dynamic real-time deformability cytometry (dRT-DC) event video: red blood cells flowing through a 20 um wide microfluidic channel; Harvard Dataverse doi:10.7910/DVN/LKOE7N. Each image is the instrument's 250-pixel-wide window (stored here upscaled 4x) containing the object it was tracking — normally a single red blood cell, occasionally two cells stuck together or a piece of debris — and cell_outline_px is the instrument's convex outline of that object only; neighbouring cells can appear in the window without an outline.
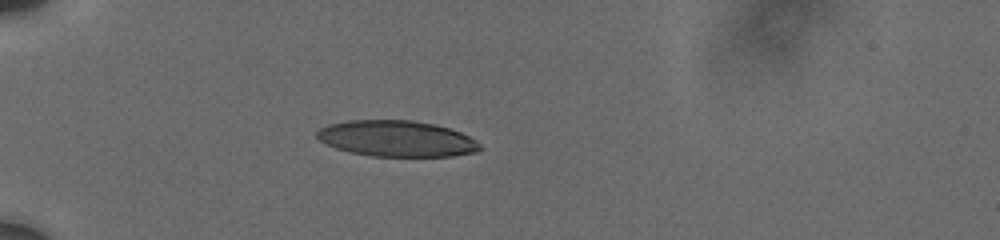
{"species": "human", "species_latin": "Homo sapiens", "temperature_condition": "cold", "stored_images_in_passage": 12, "camera_frame_rate_fps": 3000, "um_per_image_px": 0.085, "donor": {"sex": "male"}, "frame": {"image": 1, "passage_image": 1, "time_ms": 0.0, "image_size_px": [1000, 240], "cell_outline_px": [[484, 148], [476, 152], [452, 156], [372, 156], [352, 152], [336, 148], [320, 140], [316, 136], [316, 132], [320, 128], [328, 124], [348, 120], [412, 120], [436, 124], [460, 132], [468, 136], [480, 144]], "centroid_in_image_um": [33.73, 11.77], "position_along_channel_um": 51.3, "area_um2": 34.16}}
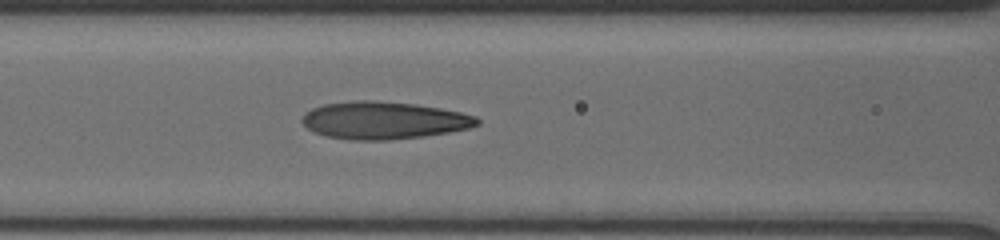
{"frame": {"image": 2, "passage_image": 6, "time_ms": 3.0, "image_size_px": [1000, 240], "cell_outline_px": [[480, 124], [468, 128], [448, 132], [424, 136], [388, 140], [348, 140], [328, 136], [316, 132], [308, 128], [300, 120], [304, 112], [312, 108], [324, 104], [356, 100], [372, 100], [416, 104], [440, 108], [460, 112], [476, 116], [480, 120]], "centroid_in_image_um": [32.61, 10.22], "position_along_channel_um": 134.0, "area_um2": 38.21}}
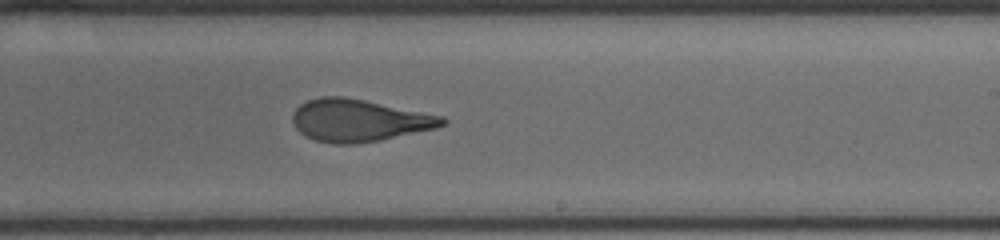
{"frame": {"image": 3, "passage_image": 12, "time_ms": 6.333, "image_size_px": [1000, 240], "cell_outline_px": [[448, 120], [444, 124], [436, 128], [380, 140], [352, 144], [336, 144], [316, 140], [304, 136], [296, 128], [292, 120], [292, 112], [300, 104], [308, 100], [320, 96], [344, 96], [444, 116]], "centroid_in_image_um": [30.49, 10.23], "position_along_channel_um": 258.5, "area_um2": 36.82}}